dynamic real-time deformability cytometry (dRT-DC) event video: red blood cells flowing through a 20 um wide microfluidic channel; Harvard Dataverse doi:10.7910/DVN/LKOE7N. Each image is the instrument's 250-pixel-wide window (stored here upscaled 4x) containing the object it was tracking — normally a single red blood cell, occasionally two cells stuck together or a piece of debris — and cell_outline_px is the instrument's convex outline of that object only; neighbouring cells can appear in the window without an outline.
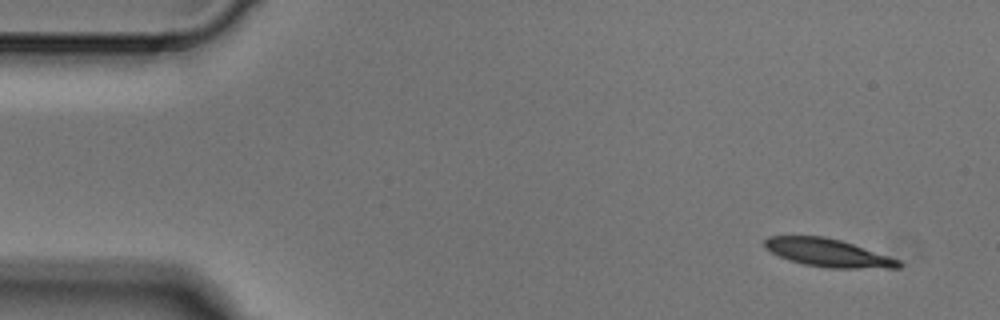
{"species": "Egyptian fruit bat (a non-hibernating species)", "species_latin": "Rousettus aegyptiacus", "temperature_condition": "cold", "stored_images_in_passage": 6, "camera_frame_rate_fps": 3000, "um_per_image_px": 0.085, "animal": {"sex": "male"}, "frame": {"image": 1, "passage_image": 1, "time_ms": 0.0, "image_size_px": [1000, 320], "cell_outline_px": [[904, 264], [900, 268], [828, 268], [804, 264], [788, 260], [764, 248], [764, 240], [768, 236], [824, 236], [840, 240], [900, 260]], "centroid_in_image_um": [70.37, 21.49], "position_along_channel_um": 14.6, "area_um2": 21.73}}
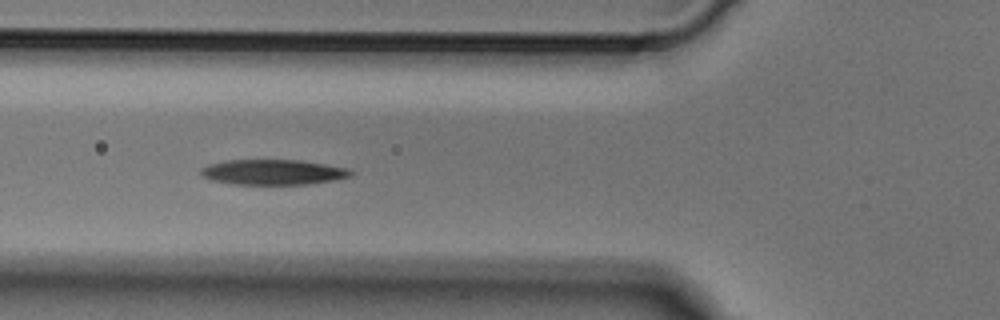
{"frame": {"image": 2, "passage_image": 5, "time_ms": 1.333, "image_size_px": [1000, 320], "cell_outline_px": [[356, 172], [352, 176], [336, 180], [308, 184], [232, 184], [208, 180], [200, 172], [200, 168], [208, 164], [224, 160], [300, 160], [348, 168]], "centroid_in_image_um": [23.21, 14.63], "position_along_channel_um": 102.6, "area_um2": 22.31}}
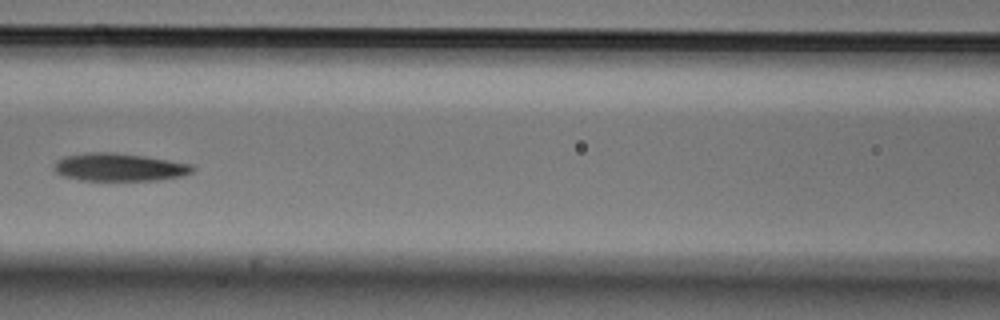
{"frame": {"image": 3, "passage_image": 6, "time_ms": 1.667, "image_size_px": [1000, 320], "cell_outline_px": [[196, 168], [192, 172], [184, 176], [156, 180], [80, 180], [60, 176], [52, 168], [56, 160], [64, 156], [88, 152], [116, 152], [144, 156], [192, 164]], "centroid_in_image_um": [10.11, 14.21], "position_along_channel_um": 156.5, "area_um2": 22.72}}